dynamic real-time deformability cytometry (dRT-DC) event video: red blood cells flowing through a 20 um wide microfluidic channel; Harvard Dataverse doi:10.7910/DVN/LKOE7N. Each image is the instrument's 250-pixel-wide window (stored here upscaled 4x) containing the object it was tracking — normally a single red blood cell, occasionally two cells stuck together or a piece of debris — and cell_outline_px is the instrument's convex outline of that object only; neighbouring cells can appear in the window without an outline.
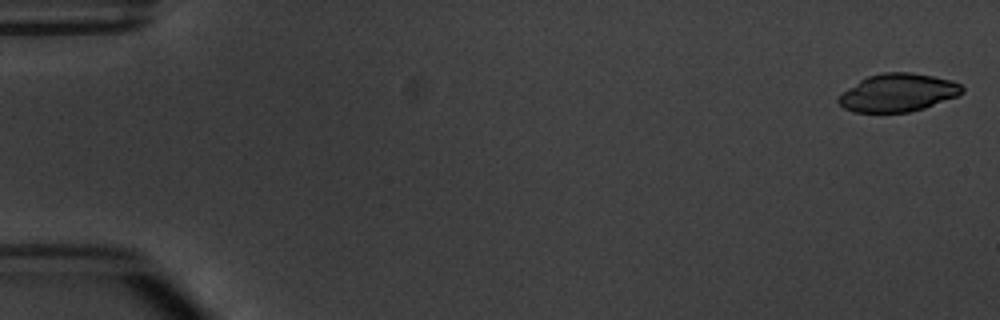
{"species": "common noctule bat (a hibernating species)", "species_latin": "Nyctalus noctula", "temperature_condition": "warm", "stored_images_in_passage": 6, "segment_of_instrument_passage": [1, 2], "camera_frame_rate_fps": 3000, "um_per_image_px": 0.085, "animal": {"sex": "male", "body_mass_g": 20.1, "forearm_length_mm": 53.5}, "frame": {"image": 1, "passage_image": 1, "time_ms": 0.0, "image_size_px": [1000, 320], "cell_outline_px": [[964, 92], [956, 96], [924, 108], [908, 112], [852, 112], [844, 108], [836, 100], [848, 88], [860, 80], [868, 76], [884, 72], [908, 72], [932, 76], [952, 80], [960, 84], [964, 88]], "centroid_in_image_um": [76.32, 7.88], "position_along_channel_um": 8.7, "area_um2": 27.11}}